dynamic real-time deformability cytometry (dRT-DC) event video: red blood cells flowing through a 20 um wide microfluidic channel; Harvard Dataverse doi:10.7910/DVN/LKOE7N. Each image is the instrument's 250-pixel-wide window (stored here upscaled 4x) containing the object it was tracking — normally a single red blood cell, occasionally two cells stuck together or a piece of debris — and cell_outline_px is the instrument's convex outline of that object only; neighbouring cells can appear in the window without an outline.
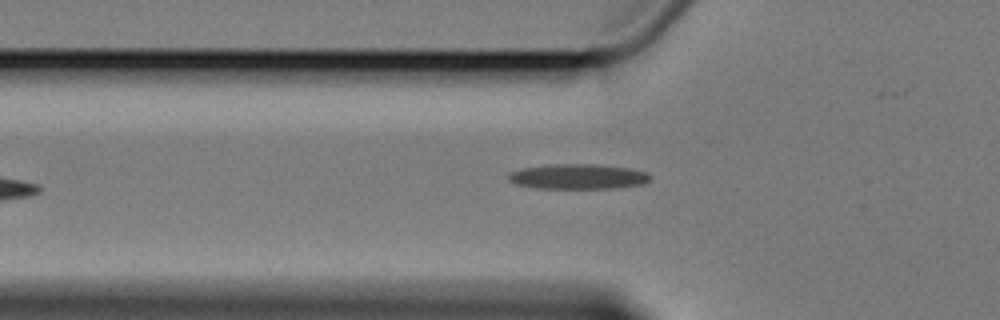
{"species": "Egyptian fruit bat (a non-hibernating species)", "species_latin": "Rousettus aegyptiacus", "temperature_condition": "cold", "stored_images_in_passage": 6, "camera_frame_rate_fps": 3000, "um_per_image_px": 0.085, "animal": {"sex": "female"}, "frame": {"image": 1, "passage_image": 6, "time_ms": 7.0, "image_size_px": [1000, 320], "cell_outline_px": [[652, 180], [644, 184], [616, 188], [536, 188], [516, 184], [508, 180], [508, 172], [524, 168], [548, 164], [592, 164], [628, 168], [648, 172], [652, 176]], "centroid_in_image_um": [49.16, 15.01], "position_along_channel_um": 76.6, "area_um2": 20.87}}